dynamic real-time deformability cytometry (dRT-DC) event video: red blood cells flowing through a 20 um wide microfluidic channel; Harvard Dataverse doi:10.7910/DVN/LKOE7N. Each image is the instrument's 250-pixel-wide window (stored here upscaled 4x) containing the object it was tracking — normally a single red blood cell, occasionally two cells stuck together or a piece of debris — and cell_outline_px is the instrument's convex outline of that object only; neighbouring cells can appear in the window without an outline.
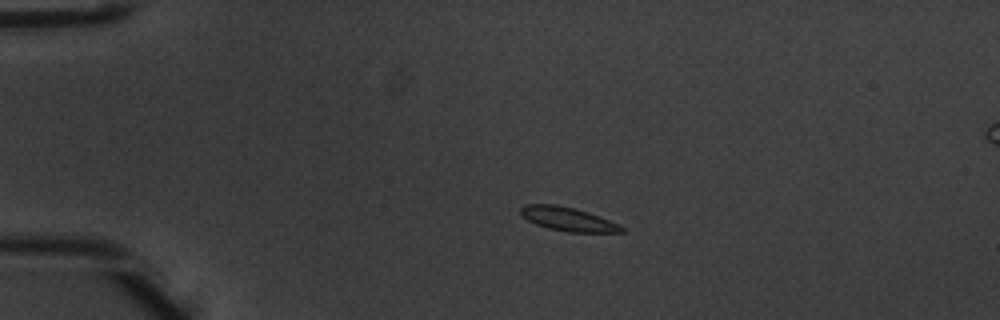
{"species": "common noctule bat (a hibernating species)", "species_latin": "Nyctalus noctula", "temperature_condition": "warm", "stored_images_in_passage": 7, "camera_frame_rate_fps": 3000, "um_per_image_px": 0.085, "animal": {"sex": "male", "body_mass_g": 20.1, "forearm_length_mm": 53.5}, "frame": {"image": 1, "passage_image": 5, "time_ms": 1.333, "image_size_px": [1000, 320], "cell_outline_px": [[624, 232], [568, 232], [548, 228], [536, 224], [528, 220], [520, 212], [520, 208], [524, 204], [556, 204], [588, 212], [600, 216], [620, 224], [624, 228]], "centroid_in_image_um": [48.29, 18.62], "position_along_channel_um": 36.7, "area_um2": 13.93}}